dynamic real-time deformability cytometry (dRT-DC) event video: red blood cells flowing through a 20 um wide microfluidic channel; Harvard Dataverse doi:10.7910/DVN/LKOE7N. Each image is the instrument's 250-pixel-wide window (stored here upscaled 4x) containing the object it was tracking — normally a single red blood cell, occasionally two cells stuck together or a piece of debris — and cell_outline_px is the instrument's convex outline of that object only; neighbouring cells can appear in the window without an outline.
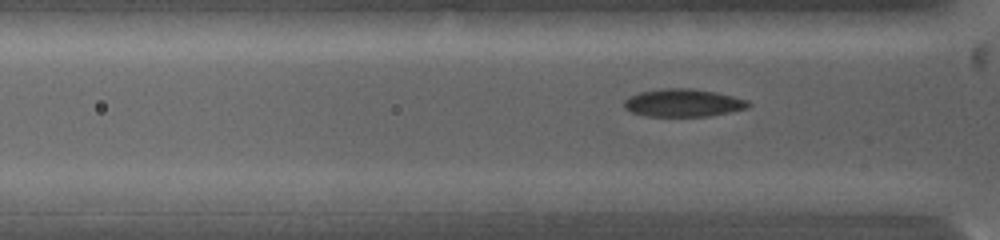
{"species": "common noctule bat (a hibernating species)", "species_latin": "Nyctalus noctula", "temperature_condition": "warm", "stored_images_in_passage": 14, "camera_frame_rate_fps": 5000, "um_per_image_px": 0.085, "animal": {"sex": "female", "body_mass_g": 19.0, "forearm_length_mm": 53.3}, "frame": {"image": 1, "passage_image": 11, "time_ms": 1.6, "image_size_px": [1000, 240], "cell_outline_px": [[752, 104], [748, 108], [708, 116], [644, 116], [632, 112], [624, 108], [624, 100], [628, 96], [640, 92], [664, 88], [692, 88], [716, 92], [748, 100]], "centroid_in_image_um": [58.06, 8.74], "position_along_channel_um": 67.7, "area_um2": 20.17}}